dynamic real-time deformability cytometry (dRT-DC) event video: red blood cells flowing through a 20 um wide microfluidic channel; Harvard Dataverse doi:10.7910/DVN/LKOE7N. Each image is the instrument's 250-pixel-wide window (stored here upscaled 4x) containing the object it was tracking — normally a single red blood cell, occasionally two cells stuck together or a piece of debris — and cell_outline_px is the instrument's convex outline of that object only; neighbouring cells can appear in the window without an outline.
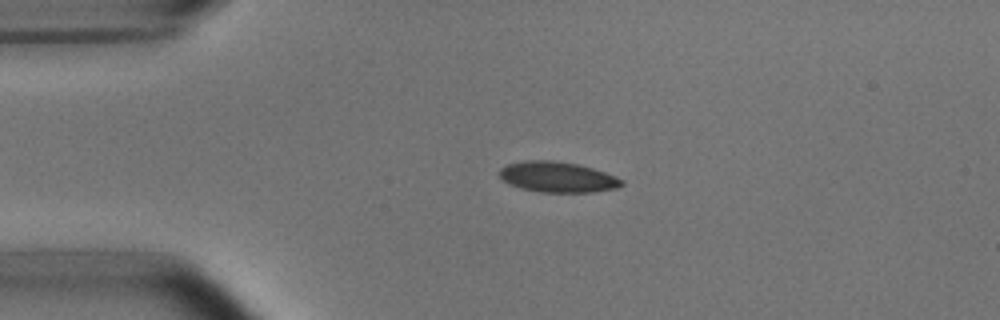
{"species": "common noctule bat (a hibernating species)", "species_latin": "Nyctalus noctula", "temperature_condition": "room temperature", "stored_images_in_passage": 52, "camera_frame_rate_fps": 3000, "um_per_image_px": 0.085, "animal": {"sex": "male", "body_mass_g": 15.6}, "frame": {"image": 1, "passage_image": 11, "time_ms": 3.333, "image_size_px": [1000, 320], "cell_outline_px": [[624, 184], [616, 188], [592, 192], [540, 192], [520, 188], [504, 180], [500, 176], [500, 168], [508, 164], [524, 160], [552, 160], [576, 164], [592, 168], [616, 176], [624, 180]], "centroid_in_image_um": [47.41, 15.04], "position_along_channel_um": 37.6, "area_um2": 21.62}}
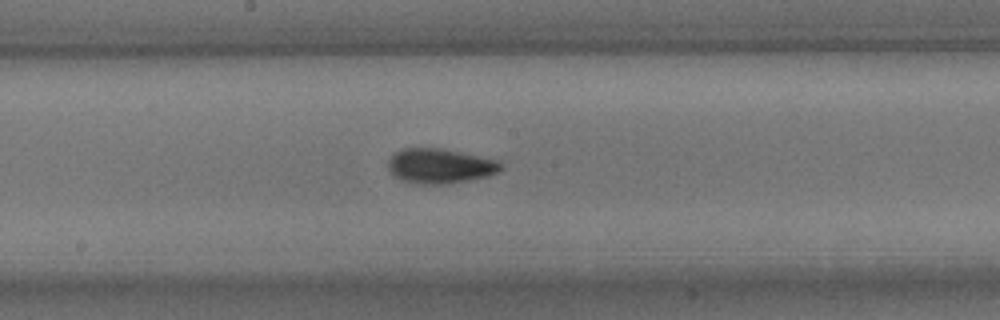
{"frame": {"image": 2, "passage_image": 27, "time_ms": 8.667, "image_size_px": [1000, 320], "cell_outline_px": [[504, 168], [488, 176], [448, 184], [416, 184], [400, 180], [388, 168], [388, 160], [400, 148], [440, 148], [500, 160], [504, 164]], "centroid_in_image_um": [37.43, 14.11], "position_along_channel_um": 210.8, "area_um2": 23.0}}
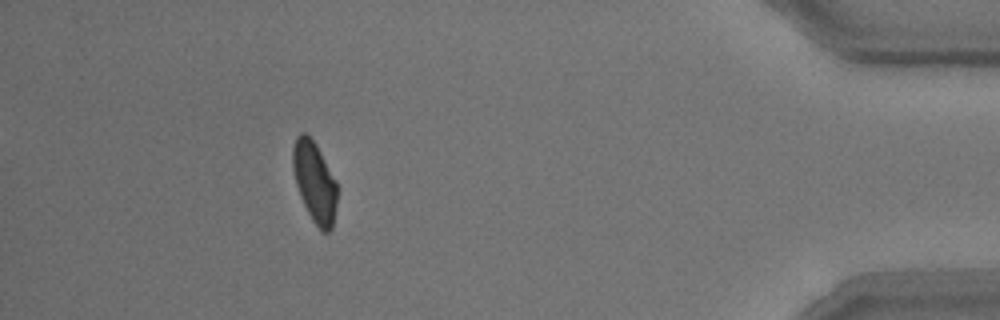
{"frame": {"image": 3, "passage_image": 47, "time_ms": 15.333, "image_size_px": [1000, 320], "cell_outline_px": [[340, 188], [332, 228], [328, 232], [324, 232], [312, 220], [300, 196], [296, 184], [292, 168], [292, 148], [296, 136], [300, 132], [304, 132], [316, 144], [336, 180]], "centroid_in_image_um": [26.76, 15.46], "position_along_channel_um": 408.4, "area_um2": 21.1}, "authors_computed_cell_mechanics": {"area_um2": 21.5883, "velocity_mm_per_s": 3.7827, "shape_relaxation_time_tau1_ms": 3.3969, "shape_relaxation_time_tau2_ms": 1.0105, "deformation_change_tau1": 0.1196, "deformation_change_tau2": 0.0473}}